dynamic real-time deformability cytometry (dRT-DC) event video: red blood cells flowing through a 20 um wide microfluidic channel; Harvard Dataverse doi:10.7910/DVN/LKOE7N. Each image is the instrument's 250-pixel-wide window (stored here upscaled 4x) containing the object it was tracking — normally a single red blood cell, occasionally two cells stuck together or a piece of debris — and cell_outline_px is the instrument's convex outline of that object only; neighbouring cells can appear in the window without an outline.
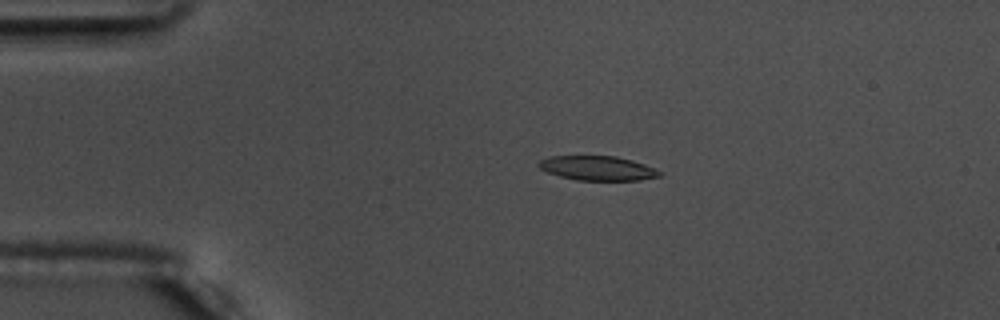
{"species": "common noctule bat (a hibernating species)", "species_latin": "Nyctalus noctula", "temperature_condition": "warm", "stored_images_in_passage": 57, "camera_frame_rate_fps": 3000, "um_per_image_px": 0.085, "animal": {"sex": "male", "body_mass_g": 17.5, "forearm_length_mm": 52.3}, "frame": {"image": 1, "passage_image": 13, "time_ms": 4.0, "image_size_px": [1000, 320], "cell_outline_px": [[664, 172], [660, 176], [640, 180], [576, 180], [560, 176], [548, 172], [540, 168], [536, 164], [540, 160], [548, 156], [616, 156], [632, 160], [644, 164]], "centroid_in_image_um": [50.8, 14.29], "position_along_channel_um": 34.2, "area_um2": 17.22}}
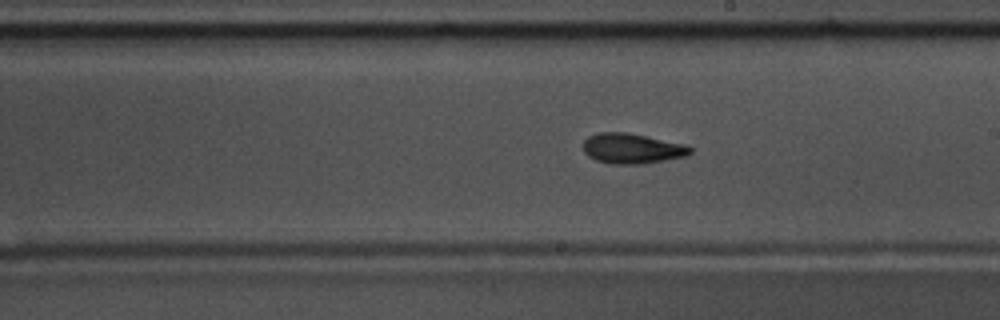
{"frame": {"image": 2, "passage_image": 33, "time_ms": 10.667, "image_size_px": [1000, 320], "cell_outline_px": [[692, 152], [684, 156], [664, 160], [640, 164], [612, 164], [596, 160], [588, 156], [584, 152], [584, 140], [588, 136], [596, 132], [628, 132], [684, 144], [692, 148]], "centroid_in_image_um": [53.69, 12.61], "position_along_channel_um": 235.3, "area_um2": 18.79}}
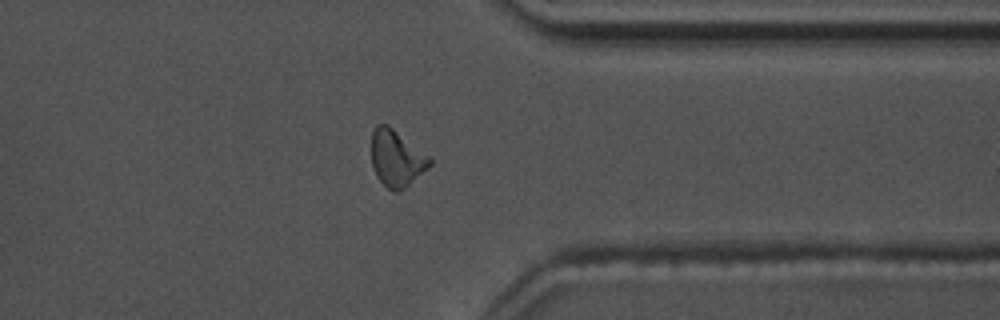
{"frame": {"image": 3, "passage_image": 45, "time_ms": 14.667, "image_size_px": [1000, 320], "cell_outline_px": [[432, 164], [428, 168], [400, 192], [392, 192], [376, 176], [372, 164], [372, 132], [376, 124], [388, 124], [432, 156]], "centroid_in_image_um": [33.74, 13.44], "position_along_channel_um": 377.7, "area_um2": 19.54}, "authors_computed_cell_mechanics": {"area_um2": 18.1492, "velocity_mm_per_s": 3.6936, "shape_relaxation_time_tau1_ms": 6.8197, "shape_relaxation_time_tau2_ms": 4.8359, "deformation_change_tau1": 0.2115, "deformation_change_tau2": 0.1427}}